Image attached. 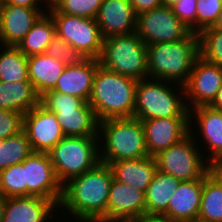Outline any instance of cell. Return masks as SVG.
<instances>
[{
    "instance_id": "8d00e7d4",
    "label": "cell",
    "mask_w": 222,
    "mask_h": 222,
    "mask_svg": "<svg viewBox=\"0 0 222 222\" xmlns=\"http://www.w3.org/2000/svg\"><path fill=\"white\" fill-rule=\"evenodd\" d=\"M196 2L197 0H181L171 6L173 13L192 33H196Z\"/></svg>"
},
{
    "instance_id": "d6a6232c",
    "label": "cell",
    "mask_w": 222,
    "mask_h": 222,
    "mask_svg": "<svg viewBox=\"0 0 222 222\" xmlns=\"http://www.w3.org/2000/svg\"><path fill=\"white\" fill-rule=\"evenodd\" d=\"M45 54L58 59L65 66H78L87 59L81 52L57 35L52 38Z\"/></svg>"
},
{
    "instance_id": "4dcf8cb0",
    "label": "cell",
    "mask_w": 222,
    "mask_h": 222,
    "mask_svg": "<svg viewBox=\"0 0 222 222\" xmlns=\"http://www.w3.org/2000/svg\"><path fill=\"white\" fill-rule=\"evenodd\" d=\"M0 193L5 198L27 196L23 163L14 164L0 171Z\"/></svg>"
},
{
    "instance_id": "484cf974",
    "label": "cell",
    "mask_w": 222,
    "mask_h": 222,
    "mask_svg": "<svg viewBox=\"0 0 222 222\" xmlns=\"http://www.w3.org/2000/svg\"><path fill=\"white\" fill-rule=\"evenodd\" d=\"M180 183V179L157 170L145 192L146 214L163 215Z\"/></svg>"
},
{
    "instance_id": "3957f363",
    "label": "cell",
    "mask_w": 222,
    "mask_h": 222,
    "mask_svg": "<svg viewBox=\"0 0 222 222\" xmlns=\"http://www.w3.org/2000/svg\"><path fill=\"white\" fill-rule=\"evenodd\" d=\"M199 56L197 33L191 32L186 38L176 42L147 45L148 78L183 86Z\"/></svg>"
},
{
    "instance_id": "836d02e7",
    "label": "cell",
    "mask_w": 222,
    "mask_h": 222,
    "mask_svg": "<svg viewBox=\"0 0 222 222\" xmlns=\"http://www.w3.org/2000/svg\"><path fill=\"white\" fill-rule=\"evenodd\" d=\"M103 0H60L54 7L59 13L95 18Z\"/></svg>"
},
{
    "instance_id": "2e32d148",
    "label": "cell",
    "mask_w": 222,
    "mask_h": 222,
    "mask_svg": "<svg viewBox=\"0 0 222 222\" xmlns=\"http://www.w3.org/2000/svg\"><path fill=\"white\" fill-rule=\"evenodd\" d=\"M46 12L43 8L0 4V45L17 46Z\"/></svg>"
},
{
    "instance_id": "e0dca14e",
    "label": "cell",
    "mask_w": 222,
    "mask_h": 222,
    "mask_svg": "<svg viewBox=\"0 0 222 222\" xmlns=\"http://www.w3.org/2000/svg\"><path fill=\"white\" fill-rule=\"evenodd\" d=\"M145 214V192L113 178L107 204V222L136 220Z\"/></svg>"
},
{
    "instance_id": "603a6c76",
    "label": "cell",
    "mask_w": 222,
    "mask_h": 222,
    "mask_svg": "<svg viewBox=\"0 0 222 222\" xmlns=\"http://www.w3.org/2000/svg\"><path fill=\"white\" fill-rule=\"evenodd\" d=\"M194 109V110H193ZM189 110L190 124L194 122L191 120L195 116L194 120L198 121V127L203 135V140L206 142V150H210V156H206L209 163L213 160L222 157V111L211 108L210 106H199ZM194 116H192L193 114ZM196 114V115H195Z\"/></svg>"
},
{
    "instance_id": "9c48e42d",
    "label": "cell",
    "mask_w": 222,
    "mask_h": 222,
    "mask_svg": "<svg viewBox=\"0 0 222 222\" xmlns=\"http://www.w3.org/2000/svg\"><path fill=\"white\" fill-rule=\"evenodd\" d=\"M191 128L190 126V133L184 139L154 157L157 170L181 181L203 179L210 172V163L204 161L205 157L202 156L205 155L197 148L196 134Z\"/></svg>"
},
{
    "instance_id": "83f0119b",
    "label": "cell",
    "mask_w": 222,
    "mask_h": 222,
    "mask_svg": "<svg viewBox=\"0 0 222 222\" xmlns=\"http://www.w3.org/2000/svg\"><path fill=\"white\" fill-rule=\"evenodd\" d=\"M198 217L207 222H222V183L210 172L203 178Z\"/></svg>"
},
{
    "instance_id": "7c38bea8",
    "label": "cell",
    "mask_w": 222,
    "mask_h": 222,
    "mask_svg": "<svg viewBox=\"0 0 222 222\" xmlns=\"http://www.w3.org/2000/svg\"><path fill=\"white\" fill-rule=\"evenodd\" d=\"M25 169L27 196H37L55 202L62 199L63 186L59 182L47 152H32L22 161Z\"/></svg>"
},
{
    "instance_id": "bcb514c9",
    "label": "cell",
    "mask_w": 222,
    "mask_h": 222,
    "mask_svg": "<svg viewBox=\"0 0 222 222\" xmlns=\"http://www.w3.org/2000/svg\"><path fill=\"white\" fill-rule=\"evenodd\" d=\"M162 1V5L163 6H168L171 7L173 6L175 3L181 1V0H161Z\"/></svg>"
},
{
    "instance_id": "7bdbcfd3",
    "label": "cell",
    "mask_w": 222,
    "mask_h": 222,
    "mask_svg": "<svg viewBox=\"0 0 222 222\" xmlns=\"http://www.w3.org/2000/svg\"><path fill=\"white\" fill-rule=\"evenodd\" d=\"M5 206V197L0 193V222L3 219V210Z\"/></svg>"
},
{
    "instance_id": "44dd1931",
    "label": "cell",
    "mask_w": 222,
    "mask_h": 222,
    "mask_svg": "<svg viewBox=\"0 0 222 222\" xmlns=\"http://www.w3.org/2000/svg\"><path fill=\"white\" fill-rule=\"evenodd\" d=\"M202 190L203 179L181 181L163 215L178 222L198 217Z\"/></svg>"
},
{
    "instance_id": "7dc6e473",
    "label": "cell",
    "mask_w": 222,
    "mask_h": 222,
    "mask_svg": "<svg viewBox=\"0 0 222 222\" xmlns=\"http://www.w3.org/2000/svg\"><path fill=\"white\" fill-rule=\"evenodd\" d=\"M183 222H207L199 217H196V218H193V219H190V220H185Z\"/></svg>"
},
{
    "instance_id": "d590c367",
    "label": "cell",
    "mask_w": 222,
    "mask_h": 222,
    "mask_svg": "<svg viewBox=\"0 0 222 222\" xmlns=\"http://www.w3.org/2000/svg\"><path fill=\"white\" fill-rule=\"evenodd\" d=\"M22 128V113L0 108V140L18 134Z\"/></svg>"
},
{
    "instance_id": "7a4b0ae2",
    "label": "cell",
    "mask_w": 222,
    "mask_h": 222,
    "mask_svg": "<svg viewBox=\"0 0 222 222\" xmlns=\"http://www.w3.org/2000/svg\"><path fill=\"white\" fill-rule=\"evenodd\" d=\"M137 83L99 65L88 100L97 120L134 117Z\"/></svg>"
},
{
    "instance_id": "52a82bcc",
    "label": "cell",
    "mask_w": 222,
    "mask_h": 222,
    "mask_svg": "<svg viewBox=\"0 0 222 222\" xmlns=\"http://www.w3.org/2000/svg\"><path fill=\"white\" fill-rule=\"evenodd\" d=\"M167 82L150 78L138 81L134 108L135 118L148 120L153 118L190 117L186 103L181 99V94L184 96V87L180 86V93L177 96V92L172 88L173 86L170 85L169 87Z\"/></svg>"
},
{
    "instance_id": "9a60e30c",
    "label": "cell",
    "mask_w": 222,
    "mask_h": 222,
    "mask_svg": "<svg viewBox=\"0 0 222 222\" xmlns=\"http://www.w3.org/2000/svg\"><path fill=\"white\" fill-rule=\"evenodd\" d=\"M148 156L155 157L190 133V117L141 120Z\"/></svg>"
},
{
    "instance_id": "74e56055",
    "label": "cell",
    "mask_w": 222,
    "mask_h": 222,
    "mask_svg": "<svg viewBox=\"0 0 222 222\" xmlns=\"http://www.w3.org/2000/svg\"><path fill=\"white\" fill-rule=\"evenodd\" d=\"M136 15L162 6L161 0H129Z\"/></svg>"
},
{
    "instance_id": "b9f144b4",
    "label": "cell",
    "mask_w": 222,
    "mask_h": 222,
    "mask_svg": "<svg viewBox=\"0 0 222 222\" xmlns=\"http://www.w3.org/2000/svg\"><path fill=\"white\" fill-rule=\"evenodd\" d=\"M209 106L213 109L222 111V86L219 88L216 97Z\"/></svg>"
},
{
    "instance_id": "277c9868",
    "label": "cell",
    "mask_w": 222,
    "mask_h": 222,
    "mask_svg": "<svg viewBox=\"0 0 222 222\" xmlns=\"http://www.w3.org/2000/svg\"><path fill=\"white\" fill-rule=\"evenodd\" d=\"M98 138L104 142L99 147L103 164L148 156L142 122L135 117L99 121Z\"/></svg>"
},
{
    "instance_id": "c3c4849f",
    "label": "cell",
    "mask_w": 222,
    "mask_h": 222,
    "mask_svg": "<svg viewBox=\"0 0 222 222\" xmlns=\"http://www.w3.org/2000/svg\"><path fill=\"white\" fill-rule=\"evenodd\" d=\"M114 222H136L135 220H119V221H114Z\"/></svg>"
},
{
    "instance_id": "ffe728a7",
    "label": "cell",
    "mask_w": 222,
    "mask_h": 222,
    "mask_svg": "<svg viewBox=\"0 0 222 222\" xmlns=\"http://www.w3.org/2000/svg\"><path fill=\"white\" fill-rule=\"evenodd\" d=\"M99 65L98 59L87 58L78 66H66L52 90L88 102L92 92L94 75Z\"/></svg>"
},
{
    "instance_id": "ee69618b",
    "label": "cell",
    "mask_w": 222,
    "mask_h": 222,
    "mask_svg": "<svg viewBox=\"0 0 222 222\" xmlns=\"http://www.w3.org/2000/svg\"><path fill=\"white\" fill-rule=\"evenodd\" d=\"M213 28L222 30V10L220 11L219 17H218L215 25L213 26Z\"/></svg>"
},
{
    "instance_id": "d6986e66",
    "label": "cell",
    "mask_w": 222,
    "mask_h": 222,
    "mask_svg": "<svg viewBox=\"0 0 222 222\" xmlns=\"http://www.w3.org/2000/svg\"><path fill=\"white\" fill-rule=\"evenodd\" d=\"M57 207L55 202L37 196L7 197L2 222H45Z\"/></svg>"
},
{
    "instance_id": "1f68e13d",
    "label": "cell",
    "mask_w": 222,
    "mask_h": 222,
    "mask_svg": "<svg viewBox=\"0 0 222 222\" xmlns=\"http://www.w3.org/2000/svg\"><path fill=\"white\" fill-rule=\"evenodd\" d=\"M200 57L222 66V30L207 28L198 34Z\"/></svg>"
},
{
    "instance_id": "5bb4252c",
    "label": "cell",
    "mask_w": 222,
    "mask_h": 222,
    "mask_svg": "<svg viewBox=\"0 0 222 222\" xmlns=\"http://www.w3.org/2000/svg\"><path fill=\"white\" fill-rule=\"evenodd\" d=\"M33 152H49L64 137L54 113L38 104L23 115V128Z\"/></svg>"
},
{
    "instance_id": "e575fe53",
    "label": "cell",
    "mask_w": 222,
    "mask_h": 222,
    "mask_svg": "<svg viewBox=\"0 0 222 222\" xmlns=\"http://www.w3.org/2000/svg\"><path fill=\"white\" fill-rule=\"evenodd\" d=\"M222 10V0H197L196 2V33L213 27Z\"/></svg>"
},
{
    "instance_id": "4fadbf2b",
    "label": "cell",
    "mask_w": 222,
    "mask_h": 222,
    "mask_svg": "<svg viewBox=\"0 0 222 222\" xmlns=\"http://www.w3.org/2000/svg\"><path fill=\"white\" fill-rule=\"evenodd\" d=\"M222 86V66L205 61L200 56L195 61L188 80L183 85L187 109L209 106ZM189 98V99H188ZM191 106V107H190Z\"/></svg>"
},
{
    "instance_id": "6da1fadb",
    "label": "cell",
    "mask_w": 222,
    "mask_h": 222,
    "mask_svg": "<svg viewBox=\"0 0 222 222\" xmlns=\"http://www.w3.org/2000/svg\"><path fill=\"white\" fill-rule=\"evenodd\" d=\"M113 173L99 163L92 170L71 178L63 185L59 208L66 209L77 222H107V204Z\"/></svg>"
},
{
    "instance_id": "cb8c5ba5",
    "label": "cell",
    "mask_w": 222,
    "mask_h": 222,
    "mask_svg": "<svg viewBox=\"0 0 222 222\" xmlns=\"http://www.w3.org/2000/svg\"><path fill=\"white\" fill-rule=\"evenodd\" d=\"M27 66L29 81L39 96L56 86L66 67L58 59L47 56L45 53L29 56Z\"/></svg>"
},
{
    "instance_id": "ba28073f",
    "label": "cell",
    "mask_w": 222,
    "mask_h": 222,
    "mask_svg": "<svg viewBox=\"0 0 222 222\" xmlns=\"http://www.w3.org/2000/svg\"><path fill=\"white\" fill-rule=\"evenodd\" d=\"M39 104L55 114L65 136H98L99 121L83 99L49 90L40 96Z\"/></svg>"
},
{
    "instance_id": "f1b7e54d",
    "label": "cell",
    "mask_w": 222,
    "mask_h": 222,
    "mask_svg": "<svg viewBox=\"0 0 222 222\" xmlns=\"http://www.w3.org/2000/svg\"><path fill=\"white\" fill-rule=\"evenodd\" d=\"M0 53V81L30 82L27 58L16 46H2Z\"/></svg>"
},
{
    "instance_id": "5b68a950",
    "label": "cell",
    "mask_w": 222,
    "mask_h": 222,
    "mask_svg": "<svg viewBox=\"0 0 222 222\" xmlns=\"http://www.w3.org/2000/svg\"><path fill=\"white\" fill-rule=\"evenodd\" d=\"M98 136H65L49 152L55 174L62 184L92 170L100 163Z\"/></svg>"
},
{
    "instance_id": "4316f807",
    "label": "cell",
    "mask_w": 222,
    "mask_h": 222,
    "mask_svg": "<svg viewBox=\"0 0 222 222\" xmlns=\"http://www.w3.org/2000/svg\"><path fill=\"white\" fill-rule=\"evenodd\" d=\"M55 35V24L52 16L47 11L37 20L16 47L26 57L43 54Z\"/></svg>"
},
{
    "instance_id": "f35d334b",
    "label": "cell",
    "mask_w": 222,
    "mask_h": 222,
    "mask_svg": "<svg viewBox=\"0 0 222 222\" xmlns=\"http://www.w3.org/2000/svg\"><path fill=\"white\" fill-rule=\"evenodd\" d=\"M0 4H12L28 8H39L41 3L39 0H0Z\"/></svg>"
},
{
    "instance_id": "8fae6325",
    "label": "cell",
    "mask_w": 222,
    "mask_h": 222,
    "mask_svg": "<svg viewBox=\"0 0 222 222\" xmlns=\"http://www.w3.org/2000/svg\"><path fill=\"white\" fill-rule=\"evenodd\" d=\"M135 33L147 46L182 40L191 30L178 19L171 7L162 5L137 15Z\"/></svg>"
},
{
    "instance_id": "ac0fdd59",
    "label": "cell",
    "mask_w": 222,
    "mask_h": 222,
    "mask_svg": "<svg viewBox=\"0 0 222 222\" xmlns=\"http://www.w3.org/2000/svg\"><path fill=\"white\" fill-rule=\"evenodd\" d=\"M136 17L129 0H103L95 20L105 39L135 32Z\"/></svg>"
},
{
    "instance_id": "8992f818",
    "label": "cell",
    "mask_w": 222,
    "mask_h": 222,
    "mask_svg": "<svg viewBox=\"0 0 222 222\" xmlns=\"http://www.w3.org/2000/svg\"><path fill=\"white\" fill-rule=\"evenodd\" d=\"M102 67L137 81L148 78L147 46L135 33L103 39Z\"/></svg>"
},
{
    "instance_id": "d4e9b609",
    "label": "cell",
    "mask_w": 222,
    "mask_h": 222,
    "mask_svg": "<svg viewBox=\"0 0 222 222\" xmlns=\"http://www.w3.org/2000/svg\"><path fill=\"white\" fill-rule=\"evenodd\" d=\"M40 96L31 82L0 81V108L23 115L39 104Z\"/></svg>"
},
{
    "instance_id": "30bf717a",
    "label": "cell",
    "mask_w": 222,
    "mask_h": 222,
    "mask_svg": "<svg viewBox=\"0 0 222 222\" xmlns=\"http://www.w3.org/2000/svg\"><path fill=\"white\" fill-rule=\"evenodd\" d=\"M55 24L56 35L61 37L86 58L99 59L103 37L95 18H82L48 9Z\"/></svg>"
},
{
    "instance_id": "7402d4cb",
    "label": "cell",
    "mask_w": 222,
    "mask_h": 222,
    "mask_svg": "<svg viewBox=\"0 0 222 222\" xmlns=\"http://www.w3.org/2000/svg\"><path fill=\"white\" fill-rule=\"evenodd\" d=\"M109 166L115 180L144 192L157 171L156 160L150 156L112 162Z\"/></svg>"
},
{
    "instance_id": "60d3db41",
    "label": "cell",
    "mask_w": 222,
    "mask_h": 222,
    "mask_svg": "<svg viewBox=\"0 0 222 222\" xmlns=\"http://www.w3.org/2000/svg\"><path fill=\"white\" fill-rule=\"evenodd\" d=\"M210 173L222 183V157L210 163Z\"/></svg>"
},
{
    "instance_id": "f546056e",
    "label": "cell",
    "mask_w": 222,
    "mask_h": 222,
    "mask_svg": "<svg viewBox=\"0 0 222 222\" xmlns=\"http://www.w3.org/2000/svg\"><path fill=\"white\" fill-rule=\"evenodd\" d=\"M25 132L0 140V171L14 164L22 163L32 153Z\"/></svg>"
},
{
    "instance_id": "ab89813d",
    "label": "cell",
    "mask_w": 222,
    "mask_h": 222,
    "mask_svg": "<svg viewBox=\"0 0 222 222\" xmlns=\"http://www.w3.org/2000/svg\"><path fill=\"white\" fill-rule=\"evenodd\" d=\"M136 222H178L164 215L145 214L135 220Z\"/></svg>"
},
{
    "instance_id": "f6af8a7d",
    "label": "cell",
    "mask_w": 222,
    "mask_h": 222,
    "mask_svg": "<svg viewBox=\"0 0 222 222\" xmlns=\"http://www.w3.org/2000/svg\"><path fill=\"white\" fill-rule=\"evenodd\" d=\"M39 1L41 2L42 0ZM59 1L60 0H43V2L47 3L46 6L48 7V9L55 7Z\"/></svg>"
}]
</instances>
